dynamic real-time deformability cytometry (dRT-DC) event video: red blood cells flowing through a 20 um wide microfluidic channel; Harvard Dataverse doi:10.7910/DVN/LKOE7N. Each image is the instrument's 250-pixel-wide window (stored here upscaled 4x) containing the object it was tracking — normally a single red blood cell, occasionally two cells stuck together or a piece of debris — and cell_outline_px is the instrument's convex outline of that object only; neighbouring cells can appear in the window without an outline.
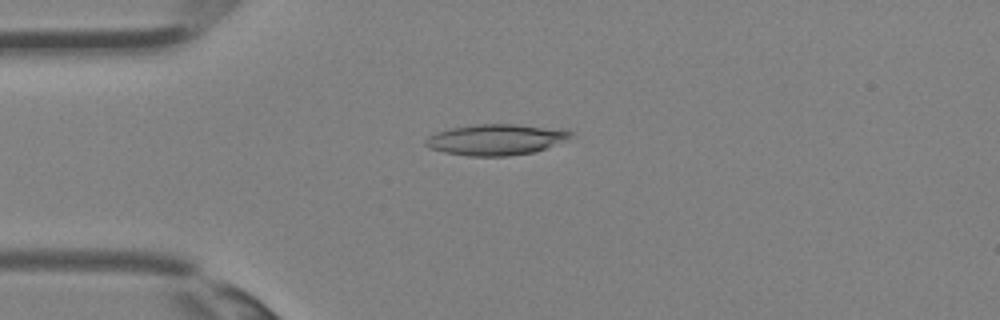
{"species": "Egyptian fruit bat (a non-hibernating species)", "species_latin": "Rousettus aegyptiacus", "temperature_condition": "room temperature", "stored_images_in_passage": 33, "camera_frame_rate_fps": 3000, "um_per_image_px": 0.085, "animal": {"sex": "female"}, "frame": {"image": 1, "passage_image": 7, "time_ms": 2.0, "image_size_px": [1000, 320], "cell_outline_px": [[576, 132], [572, 136], [544, 148], [532, 152], [508, 156], [468, 156], [444, 152], [428, 148], [424, 144], [424, 140], [428, 136], [436, 132], [452, 128], [480, 124], [516, 124], [568, 128]], "centroid_in_image_um": [42.17, 11.85], "position_along_channel_um": 42.8, "area_um2": 26.3}}
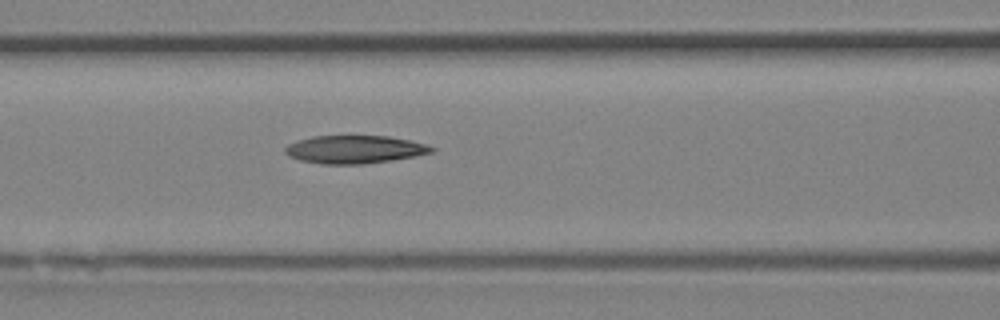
{"frame": {"image": 2, "passage_image": 13, "time_ms": 4.0, "image_size_px": [1000, 320], "cell_outline_px": [[436, 148], [432, 152], [412, 156], [364, 164], [320, 164], [300, 160], [288, 156], [284, 152], [284, 148], [288, 144], [312, 136], [388, 136], [428, 144]], "centroid_in_image_um": [30.1, 12.7], "position_along_channel_um": 136.5, "area_um2": 23.7}}
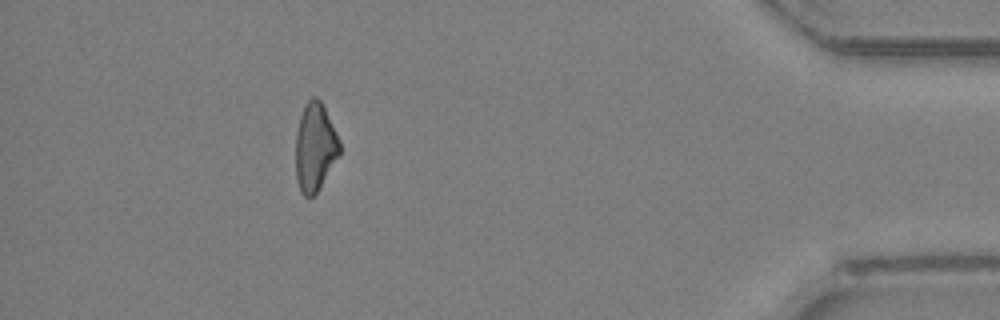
{"frame": {"image": 3, "passage_image": 30, "time_ms": 9.667, "image_size_px": [1000, 320], "cell_outline_px": [[340, 152], [316, 192], [312, 196], [304, 196], [300, 192], [296, 180], [296, 132], [300, 116], [304, 104], [312, 96], [316, 96], [320, 100], [336, 132], [340, 144]], "centroid_in_image_um": [26.74, 12.48], "position_along_channel_um": 408.5, "area_um2": 22.2}}